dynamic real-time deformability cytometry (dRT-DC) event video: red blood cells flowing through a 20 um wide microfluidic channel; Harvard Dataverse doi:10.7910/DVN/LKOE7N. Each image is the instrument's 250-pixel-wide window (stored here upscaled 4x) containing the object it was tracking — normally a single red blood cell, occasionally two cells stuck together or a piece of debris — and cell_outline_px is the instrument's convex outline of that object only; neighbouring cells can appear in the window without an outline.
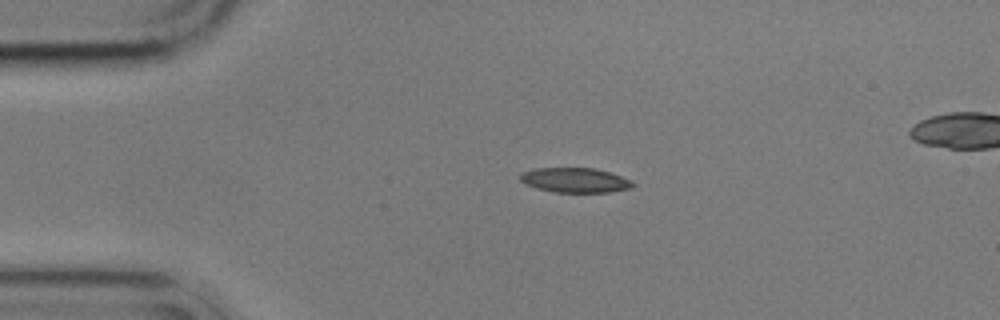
{"species": "common noctule bat (a hibernating species)", "species_latin": "Nyctalus noctula", "temperature_condition": "cold", "stored_images_in_passage": 45, "camera_frame_rate_fps": 3000, "um_per_image_px": 0.085, "animal": {"sex": "male", "body_mass_g": 17.9}, "frame": {"image": 1, "passage_image": 1, "time_ms": 0.0, "image_size_px": [1000, 320], "cell_outline_px": [[636, 184], [632, 188], [612, 192], [552, 192], [536, 188], [524, 184], [520, 180], [520, 176], [524, 172], [536, 168], [596, 168], [632, 180]], "centroid_in_image_um": [48.9, 15.32], "position_along_channel_um": 36.1, "area_um2": 16.3}}
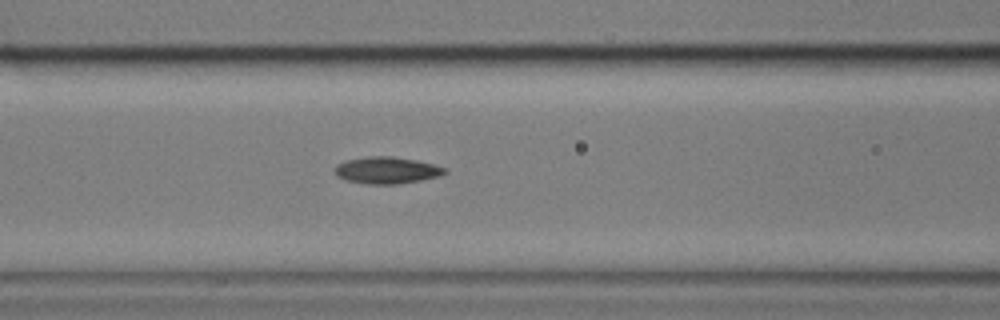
{"frame": {"image": 2, "passage_image": 12, "time_ms": 3.667, "image_size_px": [1000, 320], "cell_outline_px": [[448, 172], [440, 176], [400, 184], [368, 184], [344, 180], [336, 176], [336, 164], [344, 160], [368, 156], [392, 156], [416, 160], [436, 164], [444, 168]], "centroid_in_image_um": [32.87, 14.47], "position_along_channel_um": 133.7, "area_um2": 17.34}}
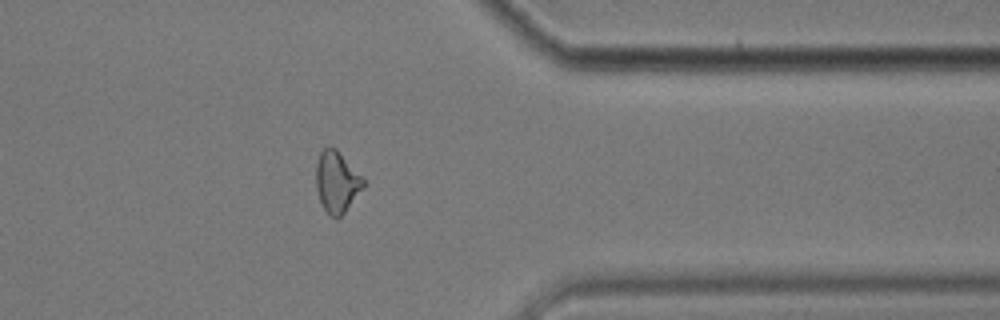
{"frame": {"image": 3, "passage_image": 34, "time_ms": 11.0, "image_size_px": [1000, 320], "cell_outline_px": [[364, 188], [344, 212], [336, 220], [324, 208], [320, 200], [316, 188], [316, 164], [320, 152], [324, 148], [336, 148], [364, 180]], "centroid_in_image_um": [28.62, 15.47], "position_along_channel_um": 382.8, "area_um2": 16.53}, "authors_computed_cell_mechanics": {"area_um2": 16.9354, "velocity_mm_per_s": 3.5545, "shape_relaxation_time_tau1_ms": 5.9326, "shape_relaxation_time_tau2_ms": 11.1167, "deformation_change_tau1": 0.1574, "deformation_change_tau2": 0.1679}}